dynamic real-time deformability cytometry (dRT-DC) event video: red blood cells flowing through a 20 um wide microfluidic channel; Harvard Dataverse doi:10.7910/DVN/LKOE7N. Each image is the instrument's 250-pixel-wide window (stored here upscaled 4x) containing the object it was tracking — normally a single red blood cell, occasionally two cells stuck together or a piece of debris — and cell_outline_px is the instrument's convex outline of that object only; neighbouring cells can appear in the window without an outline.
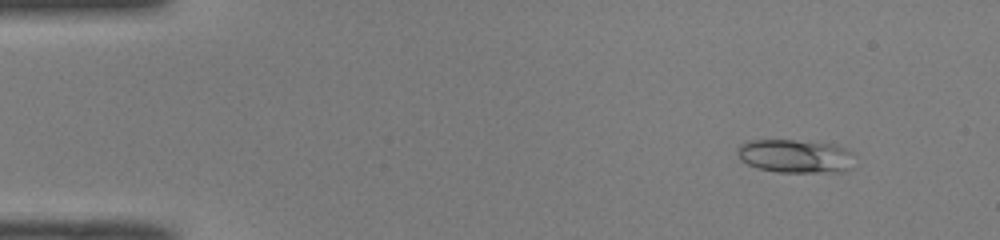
{"species": "common noctule bat (a hibernating species)", "species_latin": "Nyctalus noctula", "temperature_condition": "room temperature", "stored_images_in_passage": 50, "camera_frame_rate_fps": 3000, "um_per_image_px": 0.085, "animal": {"sex": "male", "body_mass_g": 19.0, "forearm_length_mm": 50.8}, "frame": {"image": 1, "passage_image": 6, "time_ms": 1.667, "image_size_px": [1000, 240], "cell_outline_px": [[852, 168], [844, 172], [776, 172], [760, 168], [748, 164], [740, 160], [736, 152], [736, 148], [740, 144], [752, 140], [792, 140], [832, 144], [844, 148], [852, 152]], "centroid_in_image_um": [67.59, 13.28], "position_along_channel_um": 17.4, "area_um2": 22.89}}
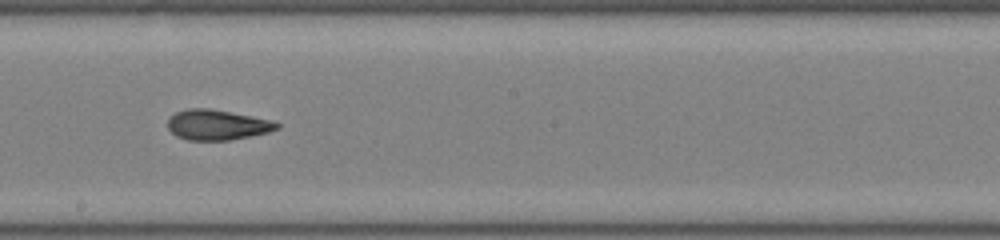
{"frame": {"image": 2, "passage_image": 29, "time_ms": 9.333, "image_size_px": [1000, 240], "cell_outline_px": [[280, 128], [268, 132], [228, 140], [188, 140], [176, 136], [168, 128], [168, 120], [176, 112], [188, 108], [208, 108], [252, 116], [268, 120], [280, 124]], "centroid_in_image_um": [18.43, 10.61], "position_along_channel_um": 229.8, "area_um2": 18.96}}
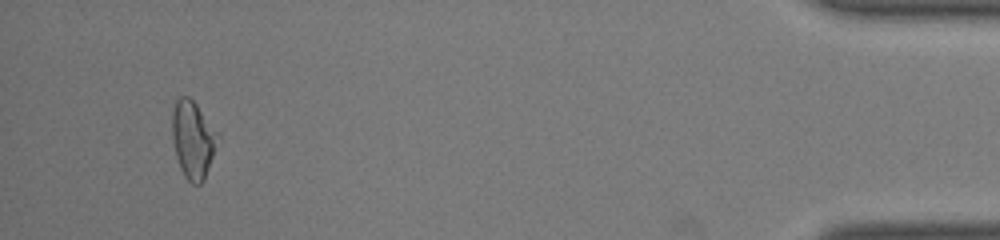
{"frame": {"image": 3, "passage_image": 48, "time_ms": 15.667, "image_size_px": [1000, 240], "cell_outline_px": [[220, 136], [204, 180], [200, 184], [192, 184], [184, 176], [180, 168], [176, 156], [172, 136], [172, 112], [176, 100], [180, 96], [188, 96], [196, 104]], "centroid_in_image_um": [16.39, 11.87], "position_along_channel_um": 418.8, "area_um2": 20.4}, "authors_computed_cell_mechanics": {"area_um2": 19.7676, "velocity_mm_per_s": 4.1079, "shape_relaxation_time_tau1_ms": 4.6739, "shape_relaxation_time_tau2_ms": 2.7885, "deformation_change_tau1": 0.1806, "deformation_change_tau2": 0.1128}}